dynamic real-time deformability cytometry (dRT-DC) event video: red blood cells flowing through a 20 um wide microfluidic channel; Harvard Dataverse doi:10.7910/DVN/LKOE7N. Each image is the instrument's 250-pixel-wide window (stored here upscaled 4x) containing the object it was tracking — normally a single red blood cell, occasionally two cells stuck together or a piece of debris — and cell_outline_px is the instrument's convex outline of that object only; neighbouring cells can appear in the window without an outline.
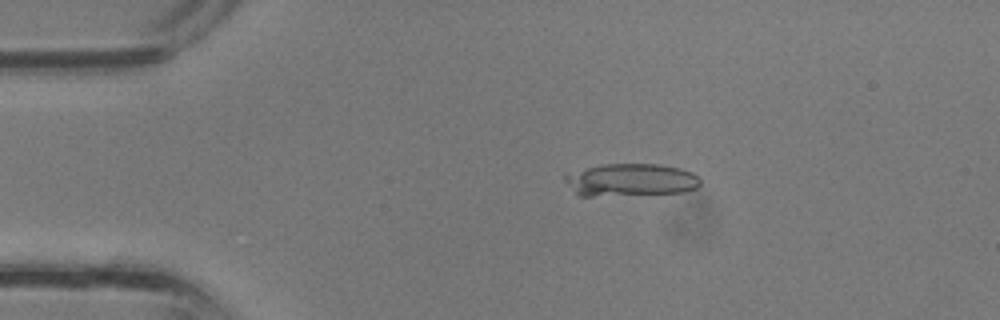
{"species": "common noctule bat (a hibernating species)", "species_latin": "Nyctalus noctula", "temperature_condition": "room temperature", "stored_images_in_passage": 35, "camera_frame_rate_fps": 3000, "um_per_image_px": 0.085, "animal": {"sex": "male", "body_mass_g": 13.3}, "frame": {"image": 1, "passage_image": 6, "time_ms": 1.667, "image_size_px": [1000, 320], "cell_outline_px": [[700, 184], [696, 188], [684, 192], [592, 196], [580, 196], [564, 180], [564, 172], [604, 164], [660, 164], [680, 168], [692, 172], [700, 180]], "centroid_in_image_um": [53.58, 15.28], "position_along_channel_um": 31.4, "area_um2": 25.72}}
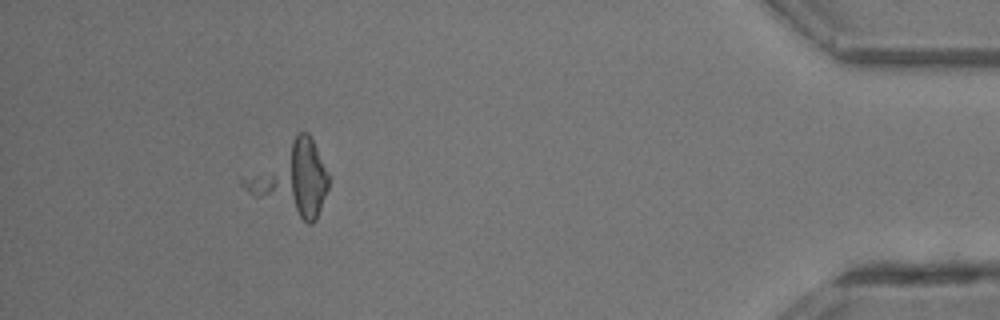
{"frame": {"image": 2, "passage_image": 32, "time_ms": 10.333, "image_size_px": [1000, 320], "cell_outline_px": [[328, 188], [316, 220], [312, 224], [308, 224], [252, 196], [240, 184], [240, 176], [300, 132], [308, 132], [328, 172]], "centroid_in_image_um": [24.71, 15.22], "position_along_channel_um": 410.5, "area_um2": 35.66}}